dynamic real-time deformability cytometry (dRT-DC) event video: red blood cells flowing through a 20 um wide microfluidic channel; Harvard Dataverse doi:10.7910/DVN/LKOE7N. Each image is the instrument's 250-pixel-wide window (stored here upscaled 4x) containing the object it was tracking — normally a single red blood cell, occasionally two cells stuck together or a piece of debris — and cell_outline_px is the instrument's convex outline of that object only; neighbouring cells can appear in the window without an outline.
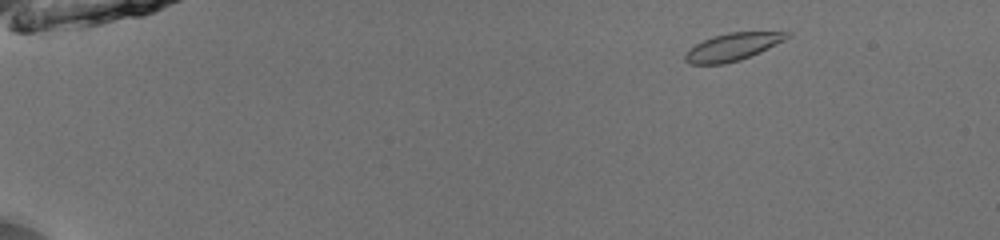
{"species": "common noctule bat (a hibernating species)", "species_latin": "Nyctalus noctula", "temperature_condition": "room temperature", "stored_images_in_passage": 48, "camera_frame_rate_fps": 3000, "um_per_image_px": 0.085, "animal": {"sex": "male", "body_mass_g": 13.0, "forearm_length_mm": 53.1}, "frame": {"image": 1, "passage_image": 3, "time_ms": 0.667, "image_size_px": [1000, 240], "cell_outline_px": [[792, 36], [760, 52], [740, 60], [724, 64], [688, 64], [684, 60], [684, 56], [688, 48], [712, 36], [728, 32], [792, 32]], "centroid_in_image_um": [62.25, 3.99], "position_along_channel_um": 22.8, "area_um2": 16.36}}
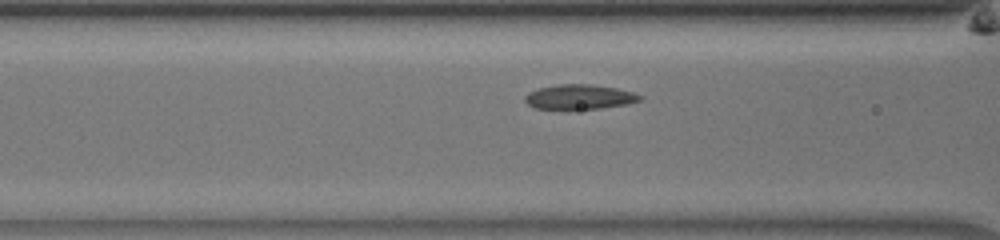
{"frame": {"image": 2, "passage_image": 19, "time_ms": 6.0, "image_size_px": [1000, 240], "cell_outline_px": [[644, 96], [640, 100], [624, 104], [600, 108], [532, 108], [524, 100], [524, 96], [528, 92], [540, 88], [560, 84], [588, 84], [616, 88], [632, 92]], "centroid_in_image_um": [49.22, 8.22], "position_along_channel_um": 117.4, "area_um2": 16.18}}
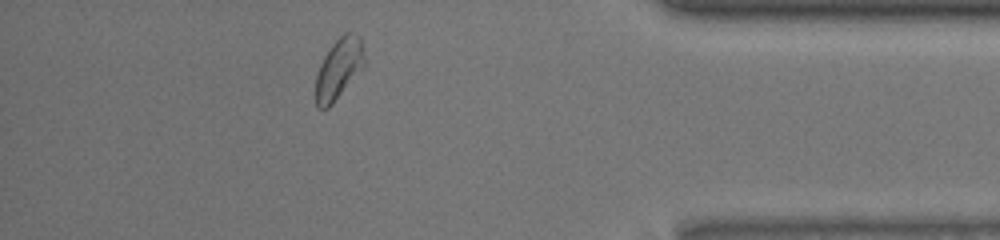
{"frame": {"image": 3, "passage_image": 43, "time_ms": 14.0, "image_size_px": [1000, 240], "cell_outline_px": [[364, 68], [332, 104], [328, 108], [316, 108], [316, 76], [320, 64], [324, 56], [332, 44], [344, 32], [352, 32], [360, 36], [364, 52]], "centroid_in_image_um": [28.81, 5.83], "position_along_channel_um": 406.4, "area_um2": 17.28}, "authors_computed_cell_mechanics": {"area_um2": 16.6753, "velocity_mm_per_s": 3.9354, "shape_relaxation_time_tau1_ms": 2.2018, "shape_relaxation_time_tau2_ms": 4.2023, "deformation_change_tau1": 0.0769, "deformation_change_tau2": 0.0461}}